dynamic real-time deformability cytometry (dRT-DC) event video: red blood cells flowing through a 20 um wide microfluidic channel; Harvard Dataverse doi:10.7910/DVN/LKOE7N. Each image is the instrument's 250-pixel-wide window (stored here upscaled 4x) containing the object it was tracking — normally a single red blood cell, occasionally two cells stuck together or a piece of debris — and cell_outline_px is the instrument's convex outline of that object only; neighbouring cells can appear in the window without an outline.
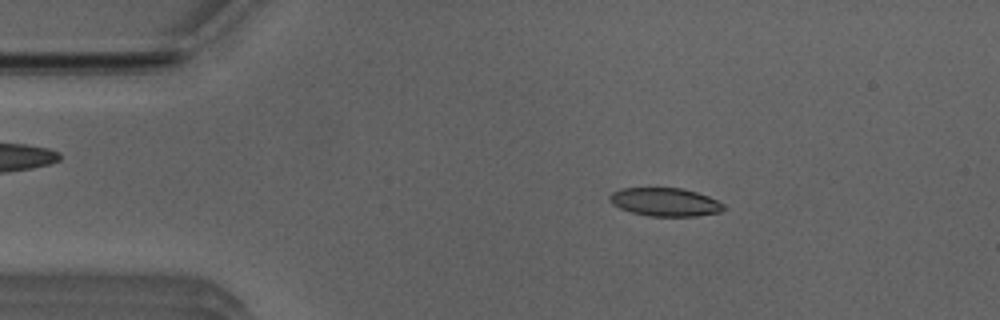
{"species": "Egyptian fruit bat (a non-hibernating species)", "species_latin": "Rousettus aegyptiacus", "temperature_condition": "room temperature", "stored_images_in_passage": 51, "camera_frame_rate_fps": 3000, "um_per_image_px": 0.085, "animal": {"sex": "male"}, "frame": {"image": 1, "passage_image": 8, "time_ms": 2.333, "image_size_px": [1000, 320], "cell_outline_px": [[724, 208], [720, 212], [696, 216], [648, 216], [632, 212], [620, 208], [612, 204], [608, 200], [608, 196], [612, 192], [620, 188], [680, 188], [696, 192], [708, 196], [724, 204]], "centroid_in_image_um": [56.49, 17.17], "position_along_channel_um": 28.5, "area_um2": 18.79}}
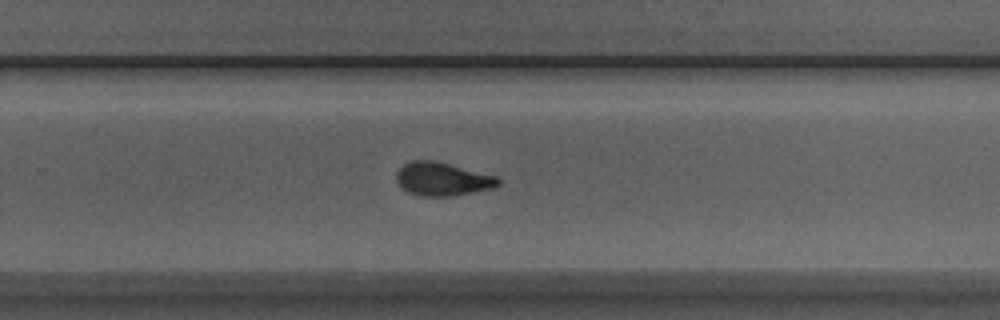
{"frame": {"image": 2, "passage_image": 32, "time_ms": 10.333, "image_size_px": [1000, 320], "cell_outline_px": [[500, 184], [492, 188], [452, 196], [420, 196], [408, 192], [396, 180], [396, 172], [408, 160], [432, 160], [496, 176], [500, 180]], "centroid_in_image_um": [37.58, 15.22], "position_along_channel_um": 292.2, "area_um2": 19.54}}
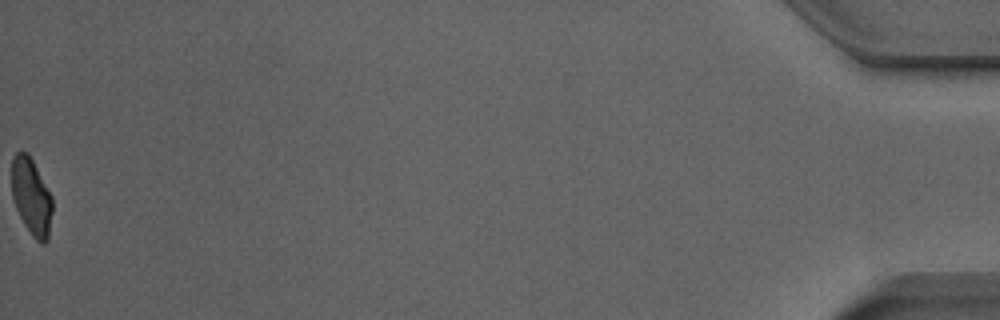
{"frame": {"image": 3, "passage_image": 51, "time_ms": 16.667, "image_size_px": [1000, 320], "cell_outline_px": [[52, 212], [48, 240], [44, 244], [40, 244], [32, 236], [24, 224], [16, 208], [12, 196], [12, 156], [20, 148], [28, 152], [52, 196]], "centroid_in_image_um": [2.66, 16.69], "position_along_channel_um": 432.5, "area_um2": 18.44}, "authors_computed_cell_mechanics": {"area_um2": 19.5364, "velocity_mm_per_s": 3.94, "shape_relaxation_time_tau1_ms": 4.2301, "shape_relaxation_time_tau2_ms": 1.6214, "deformation_change_tau1": 0.1376, "deformation_change_tau2": 0.06}}